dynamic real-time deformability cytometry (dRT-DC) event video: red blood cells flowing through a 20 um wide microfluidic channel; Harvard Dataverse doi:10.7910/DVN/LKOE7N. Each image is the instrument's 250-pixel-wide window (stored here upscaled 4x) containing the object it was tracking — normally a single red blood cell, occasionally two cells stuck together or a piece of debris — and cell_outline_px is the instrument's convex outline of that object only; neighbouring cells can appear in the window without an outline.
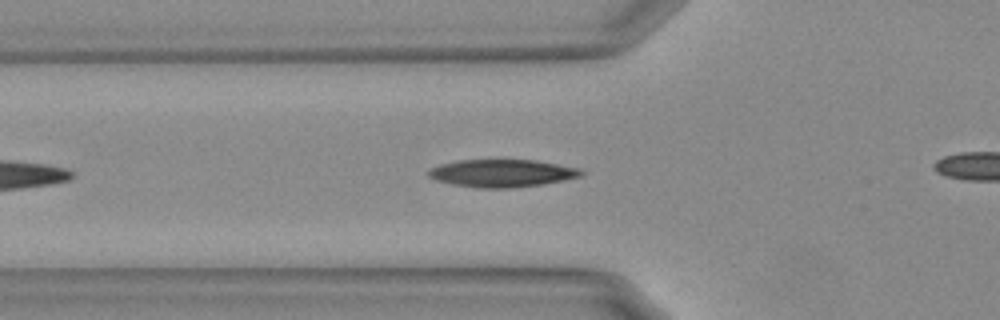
{"species": "Egyptian fruit bat (a non-hibernating species)", "species_latin": "Rousettus aegyptiacus", "temperature_condition": "warm", "stored_images_in_passage": 28, "camera_frame_rate_fps": 3000, "um_per_image_px": 0.085, "animal": {"sex": "female"}, "frame": {"image": 1, "passage_image": 7, "time_ms": 2.0, "image_size_px": [1000, 320], "cell_outline_px": [[584, 176], [544, 184], [512, 188], [480, 188], [452, 184], [436, 180], [428, 176], [428, 172], [432, 168], [440, 164], [456, 160], [536, 160], [580, 168], [584, 172]], "centroid_in_image_um": [42.71, 14.72], "position_along_channel_um": 83.1, "area_um2": 24.68}}
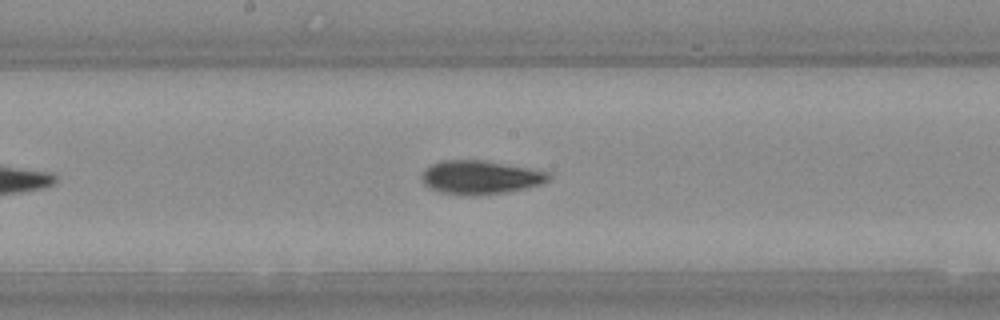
{"frame": {"image": 2, "passage_image": 17, "time_ms": 5.333, "image_size_px": [1000, 320], "cell_outline_px": [[552, 176], [544, 184], [528, 188], [508, 192], [440, 192], [428, 188], [420, 180], [420, 176], [424, 168], [432, 164], [444, 160], [484, 160], [548, 172]], "centroid_in_image_um": [40.82, 15.03], "position_along_channel_um": 207.4, "area_um2": 24.16}}
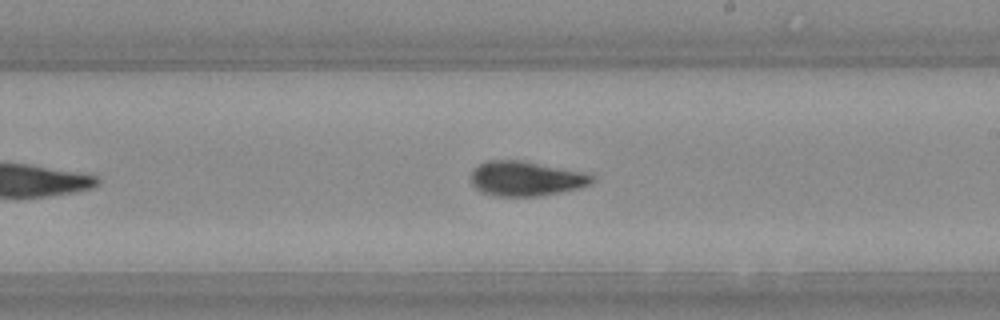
{"frame": {"image": 3, "passage_image": 20, "time_ms": 6.333, "image_size_px": [1000, 320], "cell_outline_px": [[596, 180], [588, 184], [576, 188], [560, 192], [540, 196], [496, 196], [484, 192], [476, 188], [472, 184], [472, 172], [480, 164], [488, 160], [520, 160], [580, 172], [596, 176]], "centroid_in_image_um": [44.69, 15.18], "position_along_channel_um": 244.3, "area_um2": 23.99}}